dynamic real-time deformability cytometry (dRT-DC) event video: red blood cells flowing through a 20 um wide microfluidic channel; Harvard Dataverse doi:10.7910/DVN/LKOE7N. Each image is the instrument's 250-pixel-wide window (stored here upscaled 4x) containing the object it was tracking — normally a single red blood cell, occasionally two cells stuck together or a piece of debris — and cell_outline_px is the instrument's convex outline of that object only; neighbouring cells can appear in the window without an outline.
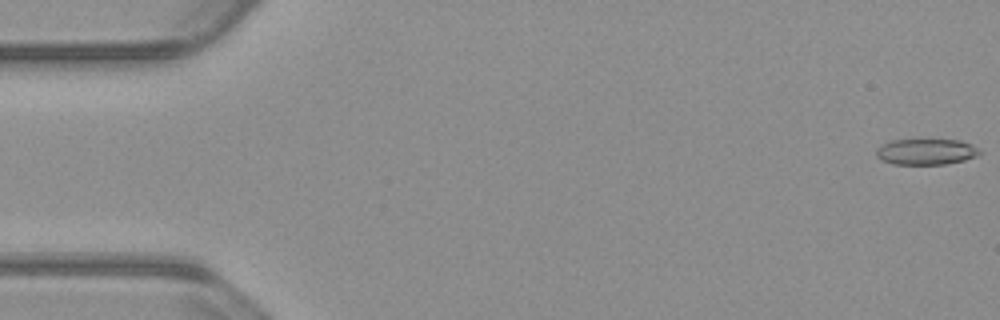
{"species": "common noctule bat (a hibernating species)", "species_latin": "Nyctalus noctula", "temperature_condition": "warm", "stored_images_in_passage": 54, "camera_frame_rate_fps": 3000, "um_per_image_px": 0.085, "animal": {"sex": "male", "body_mass_g": 23.1, "forearm_length_mm": 52.7}, "frame": {"image": 1, "passage_image": 1, "time_ms": 0.0, "image_size_px": [1000, 320], "cell_outline_px": [[984, 152], [976, 156], [964, 160], [944, 164], [892, 164], [880, 160], [876, 156], [876, 148], [892, 140], [920, 136], [960, 140], [972, 144]], "centroid_in_image_um": [78.72, 12.83], "position_along_channel_um": 6.3, "area_um2": 16.65}}
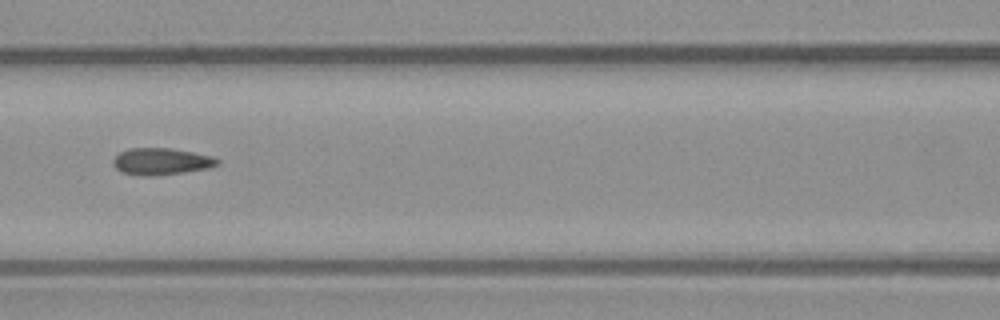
{"frame": {"image": 2, "passage_image": 24, "time_ms": 7.667, "image_size_px": [1000, 320], "cell_outline_px": [[220, 164], [208, 168], [184, 172], [156, 176], [144, 176], [120, 172], [112, 164], [112, 160], [120, 152], [128, 148], [172, 148], [212, 156], [220, 160]], "centroid_in_image_um": [13.7, 13.72], "position_along_channel_um": 152.9, "area_um2": 16.42}}
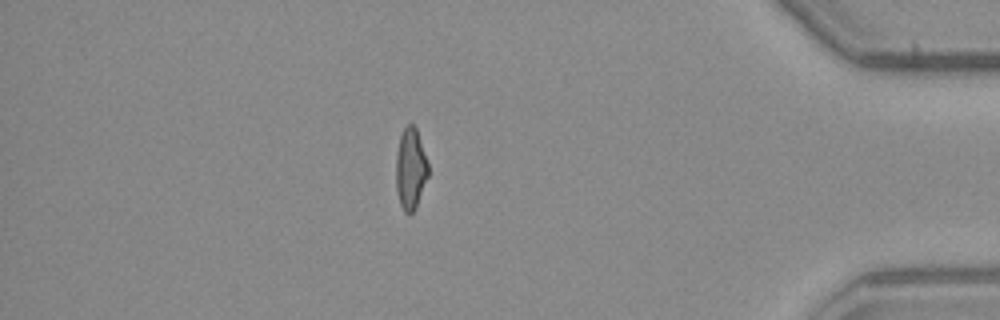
{"frame": {"image": 3, "passage_image": 47, "time_ms": 15.333, "image_size_px": [1000, 320], "cell_outline_px": [[428, 176], [416, 208], [408, 216], [404, 212], [400, 204], [396, 188], [396, 156], [400, 136], [404, 128], [408, 124], [412, 124], [416, 128], [428, 164]], "centroid_in_image_um": [34.89, 14.39], "position_along_channel_um": 400.3, "area_um2": 15.2}, "authors_computed_cell_mechanics": {"area_um2": 16.1262, "velocity_mm_per_s": 3.8208, "shape_relaxation_time_tau1_ms": 9.7276, "shape_relaxation_time_tau2_ms": 1.8951, "deformation_change_tau1": 0.2077, "deformation_change_tau2": 0.0866}}